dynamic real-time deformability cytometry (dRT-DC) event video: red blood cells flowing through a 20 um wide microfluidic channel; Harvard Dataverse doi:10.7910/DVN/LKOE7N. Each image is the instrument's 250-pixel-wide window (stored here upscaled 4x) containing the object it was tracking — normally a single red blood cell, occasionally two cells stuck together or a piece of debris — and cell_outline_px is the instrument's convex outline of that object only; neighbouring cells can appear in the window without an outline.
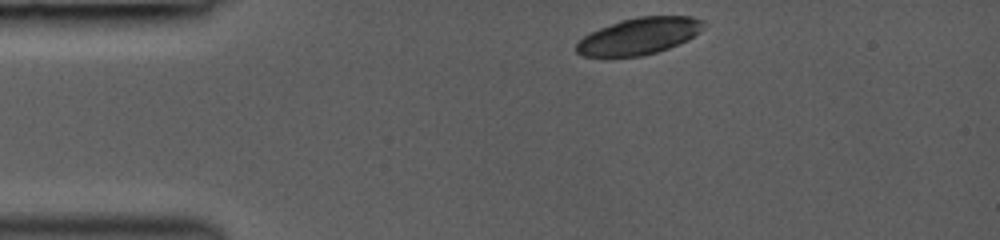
{"species": "common noctule bat (a hibernating species)", "species_latin": "Nyctalus noctula", "temperature_condition": "room temperature", "stored_images_in_passage": 33, "camera_frame_rate_fps": 3000, "um_per_image_px": 0.085, "animal": {"sex": "female", "body_mass_g": 19.0, "forearm_length_mm": 53.3}, "frame": {"image": 1, "passage_image": 1, "time_ms": 0.0, "image_size_px": [1000, 240], "cell_outline_px": [[708, 24], [700, 32], [688, 40], [668, 48], [656, 52], [640, 56], [584, 56], [576, 52], [576, 44], [584, 36], [600, 28], [620, 20], [640, 16], [692, 16], [704, 20]], "centroid_in_image_um": [54.39, 3.05], "position_along_channel_um": 30.6, "area_um2": 27.17}}